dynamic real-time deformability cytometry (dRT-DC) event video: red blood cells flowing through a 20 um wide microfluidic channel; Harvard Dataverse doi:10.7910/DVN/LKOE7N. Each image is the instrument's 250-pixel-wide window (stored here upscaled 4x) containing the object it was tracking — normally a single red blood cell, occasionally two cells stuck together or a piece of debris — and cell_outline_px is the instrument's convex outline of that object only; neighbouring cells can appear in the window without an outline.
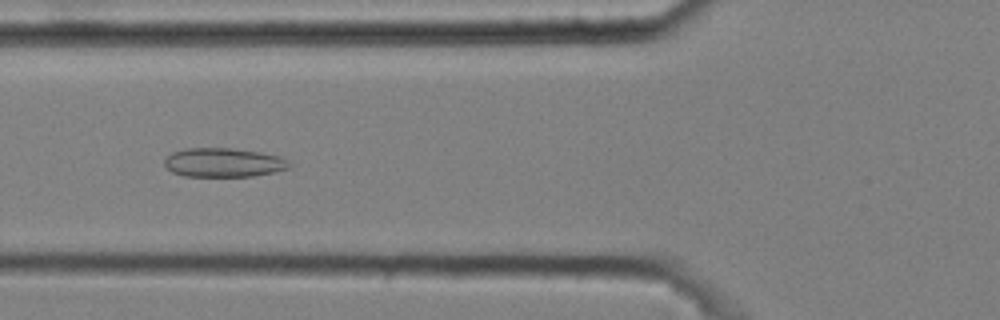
{"species": "common noctule bat (a hibernating species)", "species_latin": "Nyctalus noctula", "temperature_condition": "cold", "stored_images_in_passage": 48, "camera_frame_rate_fps": 3000, "um_per_image_px": 0.085, "animal": {"sex": "male", "body_mass_g": 20.4}, "frame": {"image": 1, "passage_image": 15, "time_ms": 4.667, "image_size_px": [1000, 320], "cell_outline_px": [[292, 164], [288, 168], [272, 172], [252, 176], [184, 176], [172, 172], [164, 164], [164, 160], [172, 152], [184, 148], [232, 148], [260, 152], [280, 156], [288, 160]], "centroid_in_image_um": [19.0, 13.81], "position_along_channel_um": 106.8, "area_um2": 21.1}}
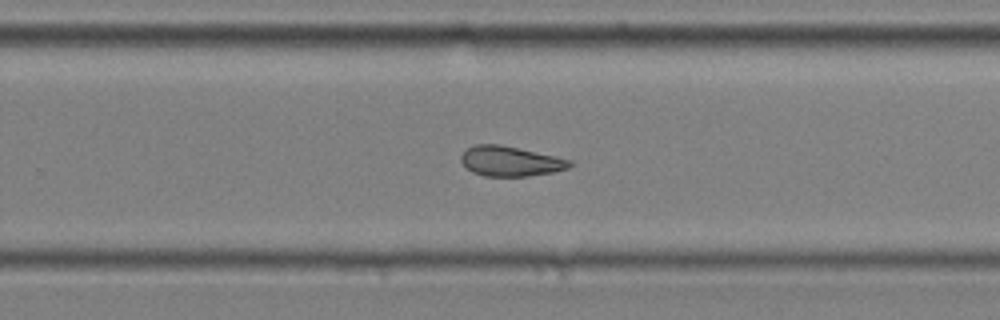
{"frame": {"image": 2, "passage_image": 30, "time_ms": 9.667, "image_size_px": [1000, 320], "cell_outline_px": [[572, 164], [568, 168], [552, 172], [528, 176], [484, 176], [472, 172], [460, 160], [460, 156], [468, 148], [476, 144], [500, 144], [556, 156], [572, 160]], "centroid_in_image_um": [43.38, 13.7], "position_along_channel_um": 286.4, "area_um2": 18.9}}
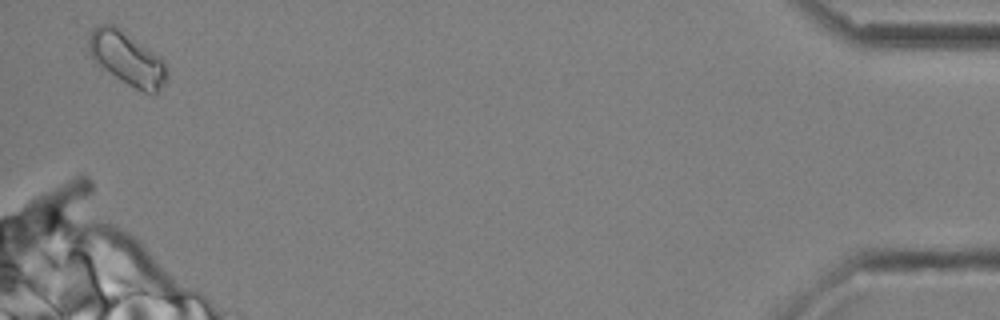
{"frame": {"image": 3, "passage_image": 47, "time_ms": 15.333, "image_size_px": [1000, 320], "cell_outline_px": [[168, 76], [164, 84], [156, 96], [152, 96], [120, 80], [100, 68], [92, 60], [88, 52], [88, 36], [100, 24], [112, 24], [160, 56], [164, 60], [168, 72]], "centroid_in_image_um": [10.81, 5.03], "position_along_channel_um": 424.4, "area_um2": 24.51}, "authors_computed_cell_mechanics": {"area_um2": 20.2011, "velocity_mm_per_s": 3.5993, "shape_relaxation_time_tau1_ms": null, "shape_relaxation_time_tau2_ms": 2.6369, "deformation_change_tau1": null, "deformation_change_tau2": 0.0888}}